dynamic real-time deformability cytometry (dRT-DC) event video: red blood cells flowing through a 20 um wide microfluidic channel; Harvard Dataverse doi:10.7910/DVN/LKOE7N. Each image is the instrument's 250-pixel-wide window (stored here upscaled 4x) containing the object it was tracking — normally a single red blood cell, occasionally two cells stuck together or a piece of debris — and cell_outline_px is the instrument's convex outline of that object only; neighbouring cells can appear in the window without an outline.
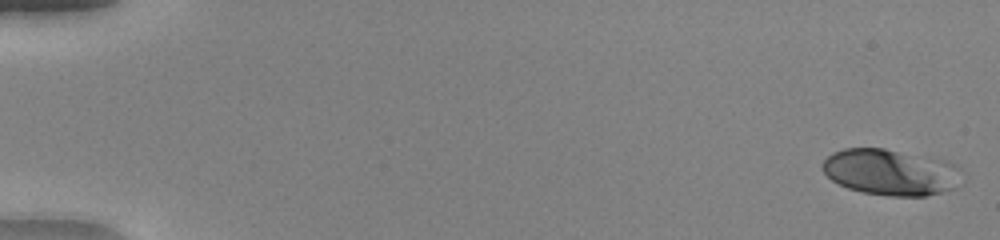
{"species": "human", "species_latin": "Homo sapiens", "temperature_condition": "warm", "stored_images_in_passage": 51, "camera_frame_rate_fps": 3000, "um_per_image_px": 0.085, "donor": {"sex": "female"}, "frame": {"image": 1, "passage_image": 1, "time_ms": 0.0, "image_size_px": [1000, 240], "cell_outline_px": [[956, 188], [924, 196], [888, 196], [864, 192], [848, 188], [832, 180], [824, 172], [820, 164], [832, 152], [844, 148], [884, 148], [944, 160], [956, 164]], "centroid_in_image_um": [75.62, 14.62], "position_along_channel_um": 9.4, "area_um2": 36.99}}
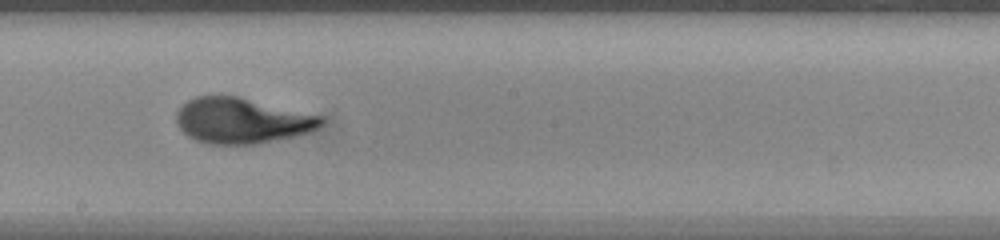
{"frame": {"image": 2, "passage_image": 30, "time_ms": 9.667, "image_size_px": [1000, 240], "cell_outline_px": [[324, 124], [308, 132], [296, 136], [256, 144], [208, 144], [196, 140], [188, 136], [176, 124], [176, 112], [188, 100], [196, 96], [240, 96], [324, 116]], "centroid_in_image_um": [20.58, 10.25], "position_along_channel_um": 227.6, "area_um2": 38.67}}
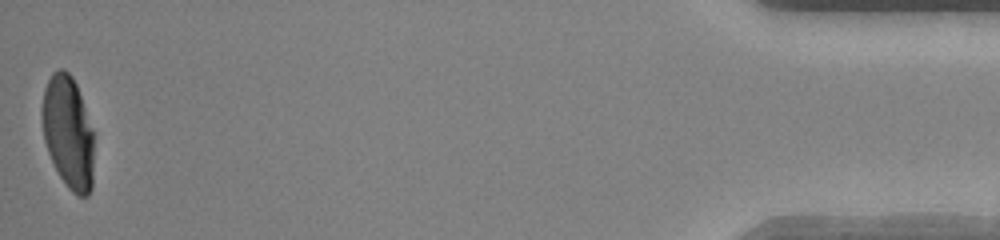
{"frame": {"image": 3, "passage_image": 51, "time_ms": 16.667, "image_size_px": [1000, 240], "cell_outline_px": [[96, 132], [92, 188], [88, 196], [76, 196], [68, 188], [60, 176], [48, 152], [44, 140], [40, 112], [40, 108], [44, 88], [52, 72], [60, 68], [64, 68], [72, 76], [76, 84]], "centroid_in_image_um": [5.83, 11.24], "position_along_channel_um": 429.4, "area_um2": 35.32}, "authors_computed_cell_mechanics": {"area_um2": 36.5296, "velocity_mm_per_s": 4.0824, "shape_relaxation_time_tau1_ms": 4.1558, "shape_relaxation_time_tau2_ms": null, "deformation_change_tau1": 0.24, "deformation_change_tau2": null}}